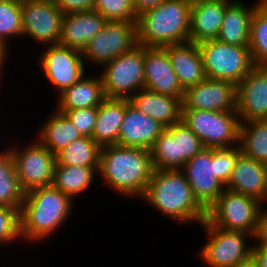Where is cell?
<instances>
[{
    "instance_id": "6da1fadb",
    "label": "cell",
    "mask_w": 267,
    "mask_h": 267,
    "mask_svg": "<svg viewBox=\"0 0 267 267\" xmlns=\"http://www.w3.org/2000/svg\"><path fill=\"white\" fill-rule=\"evenodd\" d=\"M153 171L148 149L118 144L101 147L98 176L122 197L142 198Z\"/></svg>"
},
{
    "instance_id": "7a4b0ae2",
    "label": "cell",
    "mask_w": 267,
    "mask_h": 267,
    "mask_svg": "<svg viewBox=\"0 0 267 267\" xmlns=\"http://www.w3.org/2000/svg\"><path fill=\"white\" fill-rule=\"evenodd\" d=\"M75 201L53 185L26 192L20 209L22 242L38 244L52 237L70 218Z\"/></svg>"
},
{
    "instance_id": "3957f363",
    "label": "cell",
    "mask_w": 267,
    "mask_h": 267,
    "mask_svg": "<svg viewBox=\"0 0 267 267\" xmlns=\"http://www.w3.org/2000/svg\"><path fill=\"white\" fill-rule=\"evenodd\" d=\"M155 208L172 221L200 225L207 210L194 197L192 188L181 170L154 169L141 201Z\"/></svg>"
},
{
    "instance_id": "277c9868",
    "label": "cell",
    "mask_w": 267,
    "mask_h": 267,
    "mask_svg": "<svg viewBox=\"0 0 267 267\" xmlns=\"http://www.w3.org/2000/svg\"><path fill=\"white\" fill-rule=\"evenodd\" d=\"M191 5L186 0H164L137 16V41L164 48L190 41Z\"/></svg>"
},
{
    "instance_id": "5b68a950",
    "label": "cell",
    "mask_w": 267,
    "mask_h": 267,
    "mask_svg": "<svg viewBox=\"0 0 267 267\" xmlns=\"http://www.w3.org/2000/svg\"><path fill=\"white\" fill-rule=\"evenodd\" d=\"M198 46L206 78L229 81L237 86L255 67L249 47L217 39L203 41Z\"/></svg>"
},
{
    "instance_id": "8992f818",
    "label": "cell",
    "mask_w": 267,
    "mask_h": 267,
    "mask_svg": "<svg viewBox=\"0 0 267 267\" xmlns=\"http://www.w3.org/2000/svg\"><path fill=\"white\" fill-rule=\"evenodd\" d=\"M103 68L100 76L106 97L130 99L145 86V46L138 44Z\"/></svg>"
},
{
    "instance_id": "52a82bcc",
    "label": "cell",
    "mask_w": 267,
    "mask_h": 267,
    "mask_svg": "<svg viewBox=\"0 0 267 267\" xmlns=\"http://www.w3.org/2000/svg\"><path fill=\"white\" fill-rule=\"evenodd\" d=\"M263 205L254 197L225 189L207 209L206 220L220 229L244 231L254 237Z\"/></svg>"
},
{
    "instance_id": "ba28073f",
    "label": "cell",
    "mask_w": 267,
    "mask_h": 267,
    "mask_svg": "<svg viewBox=\"0 0 267 267\" xmlns=\"http://www.w3.org/2000/svg\"><path fill=\"white\" fill-rule=\"evenodd\" d=\"M182 122L199 137L204 147L239 145L240 119L237 112L182 109Z\"/></svg>"
},
{
    "instance_id": "9c48e42d",
    "label": "cell",
    "mask_w": 267,
    "mask_h": 267,
    "mask_svg": "<svg viewBox=\"0 0 267 267\" xmlns=\"http://www.w3.org/2000/svg\"><path fill=\"white\" fill-rule=\"evenodd\" d=\"M207 241L199 249L200 261L209 267H233L251 255L253 236L244 231H228L202 222ZM248 239V240H247Z\"/></svg>"
},
{
    "instance_id": "30bf717a",
    "label": "cell",
    "mask_w": 267,
    "mask_h": 267,
    "mask_svg": "<svg viewBox=\"0 0 267 267\" xmlns=\"http://www.w3.org/2000/svg\"><path fill=\"white\" fill-rule=\"evenodd\" d=\"M138 45L137 24L134 21H107L82 51L84 63L103 67L114 58ZM90 62V63H89Z\"/></svg>"
},
{
    "instance_id": "8fae6325",
    "label": "cell",
    "mask_w": 267,
    "mask_h": 267,
    "mask_svg": "<svg viewBox=\"0 0 267 267\" xmlns=\"http://www.w3.org/2000/svg\"><path fill=\"white\" fill-rule=\"evenodd\" d=\"M11 146V148H10ZM9 146L15 162L16 174L23 191L26 193L39 187L53 184L56 156L38 140L31 141L23 148Z\"/></svg>"
},
{
    "instance_id": "7c38bea8",
    "label": "cell",
    "mask_w": 267,
    "mask_h": 267,
    "mask_svg": "<svg viewBox=\"0 0 267 267\" xmlns=\"http://www.w3.org/2000/svg\"><path fill=\"white\" fill-rule=\"evenodd\" d=\"M23 36L41 46L59 44L65 14L54 0H22Z\"/></svg>"
},
{
    "instance_id": "4fadbf2b",
    "label": "cell",
    "mask_w": 267,
    "mask_h": 267,
    "mask_svg": "<svg viewBox=\"0 0 267 267\" xmlns=\"http://www.w3.org/2000/svg\"><path fill=\"white\" fill-rule=\"evenodd\" d=\"M45 51L39 57V67L48 83L53 85L60 94L71 87L85 74L86 65L82 51L60 44L46 45Z\"/></svg>"
},
{
    "instance_id": "5bb4252c",
    "label": "cell",
    "mask_w": 267,
    "mask_h": 267,
    "mask_svg": "<svg viewBox=\"0 0 267 267\" xmlns=\"http://www.w3.org/2000/svg\"><path fill=\"white\" fill-rule=\"evenodd\" d=\"M181 171L194 197L206 210L225 190V185L216 176V148L204 147L185 163Z\"/></svg>"
},
{
    "instance_id": "9a60e30c",
    "label": "cell",
    "mask_w": 267,
    "mask_h": 267,
    "mask_svg": "<svg viewBox=\"0 0 267 267\" xmlns=\"http://www.w3.org/2000/svg\"><path fill=\"white\" fill-rule=\"evenodd\" d=\"M237 86L229 81L206 78L184 91L182 109L236 112Z\"/></svg>"
},
{
    "instance_id": "2e32d148",
    "label": "cell",
    "mask_w": 267,
    "mask_h": 267,
    "mask_svg": "<svg viewBox=\"0 0 267 267\" xmlns=\"http://www.w3.org/2000/svg\"><path fill=\"white\" fill-rule=\"evenodd\" d=\"M236 112L240 123L267 119L266 66H255L237 85Z\"/></svg>"
},
{
    "instance_id": "e0dca14e",
    "label": "cell",
    "mask_w": 267,
    "mask_h": 267,
    "mask_svg": "<svg viewBox=\"0 0 267 267\" xmlns=\"http://www.w3.org/2000/svg\"><path fill=\"white\" fill-rule=\"evenodd\" d=\"M144 88L162 95L183 99L184 90L165 48L145 47Z\"/></svg>"
},
{
    "instance_id": "ac0fdd59",
    "label": "cell",
    "mask_w": 267,
    "mask_h": 267,
    "mask_svg": "<svg viewBox=\"0 0 267 267\" xmlns=\"http://www.w3.org/2000/svg\"><path fill=\"white\" fill-rule=\"evenodd\" d=\"M165 129L159 121L141 113L126 99V113L118 136V145L151 150Z\"/></svg>"
},
{
    "instance_id": "d6986e66",
    "label": "cell",
    "mask_w": 267,
    "mask_h": 267,
    "mask_svg": "<svg viewBox=\"0 0 267 267\" xmlns=\"http://www.w3.org/2000/svg\"><path fill=\"white\" fill-rule=\"evenodd\" d=\"M225 189L267 203V164L245 156L238 157Z\"/></svg>"
},
{
    "instance_id": "ffe728a7",
    "label": "cell",
    "mask_w": 267,
    "mask_h": 267,
    "mask_svg": "<svg viewBox=\"0 0 267 267\" xmlns=\"http://www.w3.org/2000/svg\"><path fill=\"white\" fill-rule=\"evenodd\" d=\"M233 0H201L191 5L190 42L216 39L225 10Z\"/></svg>"
},
{
    "instance_id": "44dd1931",
    "label": "cell",
    "mask_w": 267,
    "mask_h": 267,
    "mask_svg": "<svg viewBox=\"0 0 267 267\" xmlns=\"http://www.w3.org/2000/svg\"><path fill=\"white\" fill-rule=\"evenodd\" d=\"M106 22L107 20L94 9L65 14L59 44L83 51Z\"/></svg>"
},
{
    "instance_id": "7402d4cb",
    "label": "cell",
    "mask_w": 267,
    "mask_h": 267,
    "mask_svg": "<svg viewBox=\"0 0 267 267\" xmlns=\"http://www.w3.org/2000/svg\"><path fill=\"white\" fill-rule=\"evenodd\" d=\"M178 81L185 91L206 79L203 58L197 43L186 42L164 47Z\"/></svg>"
},
{
    "instance_id": "603a6c76",
    "label": "cell",
    "mask_w": 267,
    "mask_h": 267,
    "mask_svg": "<svg viewBox=\"0 0 267 267\" xmlns=\"http://www.w3.org/2000/svg\"><path fill=\"white\" fill-rule=\"evenodd\" d=\"M182 100L143 88L134 94L129 102L141 113L159 121L167 128L182 121Z\"/></svg>"
},
{
    "instance_id": "cb8c5ba5",
    "label": "cell",
    "mask_w": 267,
    "mask_h": 267,
    "mask_svg": "<svg viewBox=\"0 0 267 267\" xmlns=\"http://www.w3.org/2000/svg\"><path fill=\"white\" fill-rule=\"evenodd\" d=\"M261 0L247 6L241 0H233L226 8L217 40L236 46L248 47L251 18Z\"/></svg>"
},
{
    "instance_id": "d4e9b609",
    "label": "cell",
    "mask_w": 267,
    "mask_h": 267,
    "mask_svg": "<svg viewBox=\"0 0 267 267\" xmlns=\"http://www.w3.org/2000/svg\"><path fill=\"white\" fill-rule=\"evenodd\" d=\"M86 74L74 85L57 95L56 110H74L96 107L107 98L104 92L102 77H89Z\"/></svg>"
},
{
    "instance_id": "484cf974",
    "label": "cell",
    "mask_w": 267,
    "mask_h": 267,
    "mask_svg": "<svg viewBox=\"0 0 267 267\" xmlns=\"http://www.w3.org/2000/svg\"><path fill=\"white\" fill-rule=\"evenodd\" d=\"M125 113L126 99L106 98L98 107L92 139L100 147L118 144Z\"/></svg>"
},
{
    "instance_id": "4316f807",
    "label": "cell",
    "mask_w": 267,
    "mask_h": 267,
    "mask_svg": "<svg viewBox=\"0 0 267 267\" xmlns=\"http://www.w3.org/2000/svg\"><path fill=\"white\" fill-rule=\"evenodd\" d=\"M55 112L48 115L42 127L36 130L37 140L49 149L54 156L62 152L70 143L80 139L83 135L68 117L54 109Z\"/></svg>"
},
{
    "instance_id": "83f0119b",
    "label": "cell",
    "mask_w": 267,
    "mask_h": 267,
    "mask_svg": "<svg viewBox=\"0 0 267 267\" xmlns=\"http://www.w3.org/2000/svg\"><path fill=\"white\" fill-rule=\"evenodd\" d=\"M98 170L99 166L55 165L52 185L75 200L91 188Z\"/></svg>"
},
{
    "instance_id": "f1b7e54d",
    "label": "cell",
    "mask_w": 267,
    "mask_h": 267,
    "mask_svg": "<svg viewBox=\"0 0 267 267\" xmlns=\"http://www.w3.org/2000/svg\"><path fill=\"white\" fill-rule=\"evenodd\" d=\"M8 146L4 150L0 149V206L21 209L25 192L20 186L15 162Z\"/></svg>"
},
{
    "instance_id": "f546056e",
    "label": "cell",
    "mask_w": 267,
    "mask_h": 267,
    "mask_svg": "<svg viewBox=\"0 0 267 267\" xmlns=\"http://www.w3.org/2000/svg\"><path fill=\"white\" fill-rule=\"evenodd\" d=\"M239 147L245 156L267 164V119L240 123Z\"/></svg>"
},
{
    "instance_id": "4dcf8cb0",
    "label": "cell",
    "mask_w": 267,
    "mask_h": 267,
    "mask_svg": "<svg viewBox=\"0 0 267 267\" xmlns=\"http://www.w3.org/2000/svg\"><path fill=\"white\" fill-rule=\"evenodd\" d=\"M101 147L88 136L70 143L56 156V165L99 166Z\"/></svg>"
},
{
    "instance_id": "1f68e13d",
    "label": "cell",
    "mask_w": 267,
    "mask_h": 267,
    "mask_svg": "<svg viewBox=\"0 0 267 267\" xmlns=\"http://www.w3.org/2000/svg\"><path fill=\"white\" fill-rule=\"evenodd\" d=\"M248 47L254 65L267 67V10L261 4L251 18Z\"/></svg>"
},
{
    "instance_id": "d6a6232c",
    "label": "cell",
    "mask_w": 267,
    "mask_h": 267,
    "mask_svg": "<svg viewBox=\"0 0 267 267\" xmlns=\"http://www.w3.org/2000/svg\"><path fill=\"white\" fill-rule=\"evenodd\" d=\"M176 139L177 170L198 154L203 148L199 137L182 121L166 128Z\"/></svg>"
},
{
    "instance_id": "836d02e7",
    "label": "cell",
    "mask_w": 267,
    "mask_h": 267,
    "mask_svg": "<svg viewBox=\"0 0 267 267\" xmlns=\"http://www.w3.org/2000/svg\"><path fill=\"white\" fill-rule=\"evenodd\" d=\"M21 5L22 0H0V42L8 48V40L23 36Z\"/></svg>"
},
{
    "instance_id": "e575fe53",
    "label": "cell",
    "mask_w": 267,
    "mask_h": 267,
    "mask_svg": "<svg viewBox=\"0 0 267 267\" xmlns=\"http://www.w3.org/2000/svg\"><path fill=\"white\" fill-rule=\"evenodd\" d=\"M150 151L154 169L177 170L176 139L167 129L156 139Z\"/></svg>"
},
{
    "instance_id": "d590c367",
    "label": "cell",
    "mask_w": 267,
    "mask_h": 267,
    "mask_svg": "<svg viewBox=\"0 0 267 267\" xmlns=\"http://www.w3.org/2000/svg\"><path fill=\"white\" fill-rule=\"evenodd\" d=\"M94 10L107 21L137 22L133 0H95Z\"/></svg>"
},
{
    "instance_id": "8d00e7d4",
    "label": "cell",
    "mask_w": 267,
    "mask_h": 267,
    "mask_svg": "<svg viewBox=\"0 0 267 267\" xmlns=\"http://www.w3.org/2000/svg\"><path fill=\"white\" fill-rule=\"evenodd\" d=\"M17 240L22 241L20 209L11 206H0V246H11L14 242H18Z\"/></svg>"
},
{
    "instance_id": "74e56055",
    "label": "cell",
    "mask_w": 267,
    "mask_h": 267,
    "mask_svg": "<svg viewBox=\"0 0 267 267\" xmlns=\"http://www.w3.org/2000/svg\"><path fill=\"white\" fill-rule=\"evenodd\" d=\"M242 154L239 145L230 148H216V176L226 186L238 157Z\"/></svg>"
},
{
    "instance_id": "f35d334b",
    "label": "cell",
    "mask_w": 267,
    "mask_h": 267,
    "mask_svg": "<svg viewBox=\"0 0 267 267\" xmlns=\"http://www.w3.org/2000/svg\"><path fill=\"white\" fill-rule=\"evenodd\" d=\"M64 113L68 119L76 126L83 136L92 138L95 128L98 108L88 107L74 110H57Z\"/></svg>"
},
{
    "instance_id": "ab89813d",
    "label": "cell",
    "mask_w": 267,
    "mask_h": 267,
    "mask_svg": "<svg viewBox=\"0 0 267 267\" xmlns=\"http://www.w3.org/2000/svg\"><path fill=\"white\" fill-rule=\"evenodd\" d=\"M54 2L64 14L93 10L95 5V0H54Z\"/></svg>"
},
{
    "instance_id": "60d3db41",
    "label": "cell",
    "mask_w": 267,
    "mask_h": 267,
    "mask_svg": "<svg viewBox=\"0 0 267 267\" xmlns=\"http://www.w3.org/2000/svg\"><path fill=\"white\" fill-rule=\"evenodd\" d=\"M264 208L265 204L259 212L258 226L253 237L254 244L261 247H267V208Z\"/></svg>"
},
{
    "instance_id": "b9f144b4",
    "label": "cell",
    "mask_w": 267,
    "mask_h": 267,
    "mask_svg": "<svg viewBox=\"0 0 267 267\" xmlns=\"http://www.w3.org/2000/svg\"><path fill=\"white\" fill-rule=\"evenodd\" d=\"M251 255L255 259L258 267H267V247L253 244Z\"/></svg>"
},
{
    "instance_id": "7bdbcfd3",
    "label": "cell",
    "mask_w": 267,
    "mask_h": 267,
    "mask_svg": "<svg viewBox=\"0 0 267 267\" xmlns=\"http://www.w3.org/2000/svg\"><path fill=\"white\" fill-rule=\"evenodd\" d=\"M164 0H133L135 12L138 15L152 9L162 3Z\"/></svg>"
},
{
    "instance_id": "ee69618b",
    "label": "cell",
    "mask_w": 267,
    "mask_h": 267,
    "mask_svg": "<svg viewBox=\"0 0 267 267\" xmlns=\"http://www.w3.org/2000/svg\"><path fill=\"white\" fill-rule=\"evenodd\" d=\"M9 52V48L6 47L2 42H0V85L3 81H1L3 78L2 77V74H5L3 73L4 71V68H5V64H6V61L8 60V56L10 54ZM7 59V60H6ZM5 63V64H4Z\"/></svg>"
},
{
    "instance_id": "f6af8a7d",
    "label": "cell",
    "mask_w": 267,
    "mask_h": 267,
    "mask_svg": "<svg viewBox=\"0 0 267 267\" xmlns=\"http://www.w3.org/2000/svg\"><path fill=\"white\" fill-rule=\"evenodd\" d=\"M233 267H258V265H257L255 259L253 258V256L250 255L248 258L238 262Z\"/></svg>"
},
{
    "instance_id": "bcb514c9",
    "label": "cell",
    "mask_w": 267,
    "mask_h": 267,
    "mask_svg": "<svg viewBox=\"0 0 267 267\" xmlns=\"http://www.w3.org/2000/svg\"><path fill=\"white\" fill-rule=\"evenodd\" d=\"M260 4L267 10V0H261Z\"/></svg>"
},
{
    "instance_id": "7dc6e473",
    "label": "cell",
    "mask_w": 267,
    "mask_h": 267,
    "mask_svg": "<svg viewBox=\"0 0 267 267\" xmlns=\"http://www.w3.org/2000/svg\"><path fill=\"white\" fill-rule=\"evenodd\" d=\"M186 1L193 3V2H197V1H201V0H186Z\"/></svg>"
}]
</instances>
